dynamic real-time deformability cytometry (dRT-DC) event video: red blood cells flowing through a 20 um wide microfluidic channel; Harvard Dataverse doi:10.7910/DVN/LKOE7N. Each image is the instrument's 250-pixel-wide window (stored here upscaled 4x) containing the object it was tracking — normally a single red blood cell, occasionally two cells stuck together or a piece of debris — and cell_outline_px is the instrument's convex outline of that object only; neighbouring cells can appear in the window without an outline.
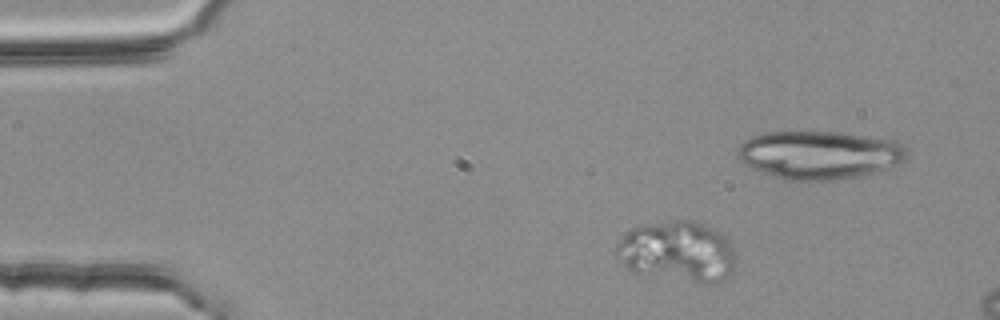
{"species": "common noctule bat (a hibernating species)", "species_latin": "Nyctalus noctula", "temperature_condition": "room temperature", "stored_images_in_passage": 12, "camera_frame_rate_fps": 3000, "um_per_image_px": 0.085, "animal": {"sex": "female", "body_mass_g": 25.1}, "frame": {"image": 1, "passage_image": 4, "time_ms": 1.0, "image_size_px": [1000, 320], "cell_outline_px": [[736, 260], [732, 276], [724, 280], [712, 284], [700, 284], [632, 272], [624, 264], [616, 252], [616, 244], [632, 228], [668, 220], [692, 220], [712, 228], [724, 236], [732, 248], [736, 256]], "centroid_in_image_um": [57.64, 21.42], "position_along_channel_um": 27.4, "area_um2": 42.43}}